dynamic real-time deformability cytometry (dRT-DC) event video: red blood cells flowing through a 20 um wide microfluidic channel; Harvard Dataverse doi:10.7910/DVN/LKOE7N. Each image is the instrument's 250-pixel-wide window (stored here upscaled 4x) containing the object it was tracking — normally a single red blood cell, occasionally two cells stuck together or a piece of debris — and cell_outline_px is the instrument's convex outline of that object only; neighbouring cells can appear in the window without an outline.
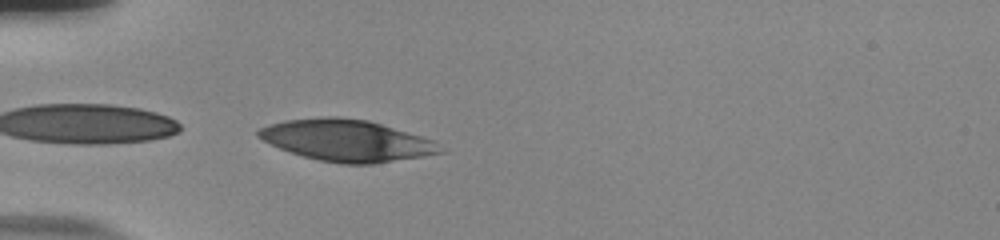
{"species": "human", "species_latin": "Homo sapiens", "temperature_condition": "room temperature", "stored_images_in_passage": 3, "camera_frame_rate_fps": 3000, "um_per_image_px": 0.085, "donor": {"sex": "male"}, "frame": {"image": 1, "passage_image": 3, "time_ms": 0.667, "image_size_px": [1000, 240], "cell_outline_px": [[444, 152], [424, 156], [372, 164], [340, 164], [320, 160], [304, 156], [280, 148], [256, 136], [256, 132], [260, 128], [284, 120], [320, 116], [336, 116], [368, 120], [420, 136], [432, 140]], "centroid_in_image_um": [29.44, 11.93], "position_along_channel_um": 55.6, "area_um2": 43.58}}